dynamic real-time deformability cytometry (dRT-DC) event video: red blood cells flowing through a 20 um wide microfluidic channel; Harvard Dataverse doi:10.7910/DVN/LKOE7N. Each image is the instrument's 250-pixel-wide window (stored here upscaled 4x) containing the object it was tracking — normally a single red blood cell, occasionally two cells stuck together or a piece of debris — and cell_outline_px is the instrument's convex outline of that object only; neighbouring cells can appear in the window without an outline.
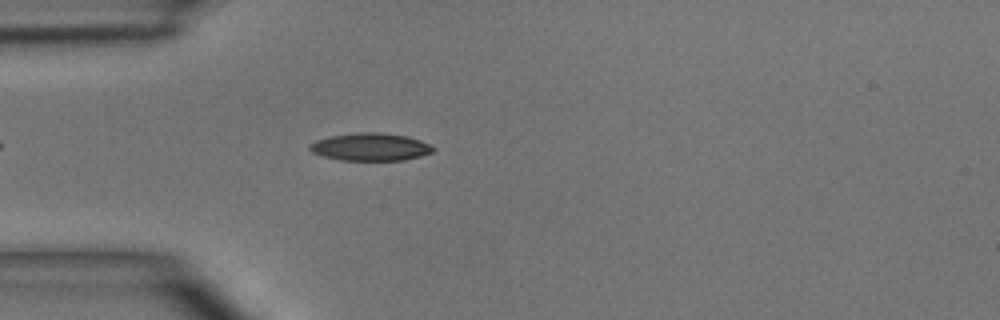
{"species": "common noctule bat (a hibernating species)", "species_latin": "Nyctalus noctula", "temperature_condition": "room temperature", "stored_images_in_passage": 4, "camera_frame_rate_fps": 3000, "um_per_image_px": 0.085, "animal": {"sex": "male", "body_mass_g": 15.6}, "frame": {"image": 1, "passage_image": 4, "time_ms": 3.333, "image_size_px": [1000, 320], "cell_outline_px": [[436, 148], [432, 152], [420, 156], [404, 160], [340, 160], [324, 156], [312, 152], [308, 148], [308, 144], [316, 140], [332, 136], [360, 132], [380, 132], [408, 136], [420, 140]], "centroid_in_image_um": [31.49, 12.48], "position_along_channel_um": 53.5, "area_um2": 19.83}}